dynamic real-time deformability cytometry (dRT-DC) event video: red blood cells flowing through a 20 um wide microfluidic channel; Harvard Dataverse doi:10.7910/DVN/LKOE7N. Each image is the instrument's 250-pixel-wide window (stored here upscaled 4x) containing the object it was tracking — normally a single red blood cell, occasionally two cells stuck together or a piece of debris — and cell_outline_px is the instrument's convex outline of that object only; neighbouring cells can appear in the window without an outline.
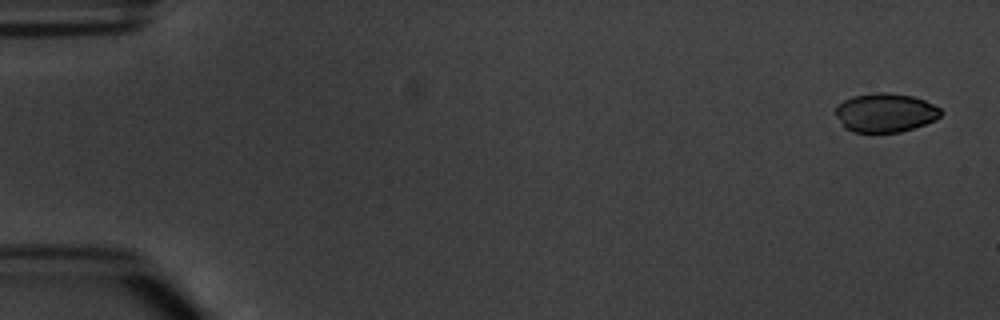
{"species": "common noctule bat (a hibernating species)", "species_latin": "Nyctalus noctula", "temperature_condition": "warm", "stored_images_in_passage": 4, "camera_frame_rate_fps": 3000, "um_per_image_px": 0.085, "animal": {"sex": "male", "body_mass_g": 20.1, "forearm_length_mm": 53.5}, "frame": {"image": 1, "passage_image": 1, "time_ms": 0.0, "image_size_px": [1000, 320], "cell_outline_px": [[940, 116], [936, 120], [900, 132], [852, 132], [844, 128], [832, 112], [836, 104], [852, 96], [872, 92], [888, 92], [912, 96], [924, 100], [940, 108]], "centroid_in_image_um": [75.17, 9.57], "position_along_channel_um": 9.8, "area_um2": 24.16}}
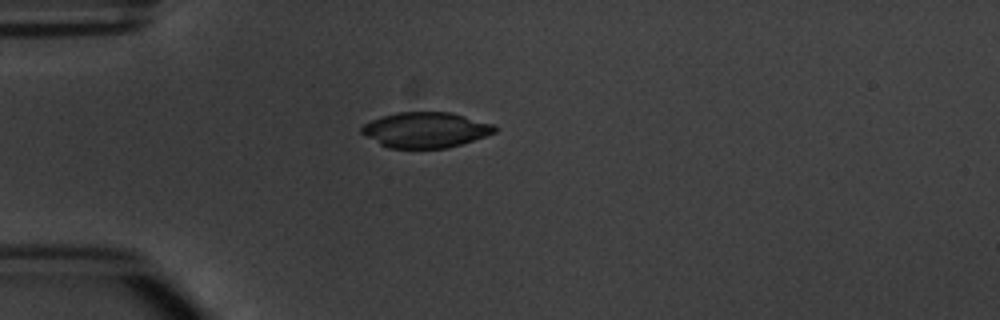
{"frame": {"image": 2, "passage_image": 4, "time_ms": 4.333, "image_size_px": [1000, 320], "cell_outline_px": [[496, 132], [460, 144], [444, 148], [388, 148], [364, 136], [360, 132], [360, 128], [364, 124], [372, 120], [396, 112], [452, 112], [492, 124], [496, 128]], "centroid_in_image_um": [36.13, 11.04], "position_along_channel_um": 48.9, "area_um2": 27.28}}